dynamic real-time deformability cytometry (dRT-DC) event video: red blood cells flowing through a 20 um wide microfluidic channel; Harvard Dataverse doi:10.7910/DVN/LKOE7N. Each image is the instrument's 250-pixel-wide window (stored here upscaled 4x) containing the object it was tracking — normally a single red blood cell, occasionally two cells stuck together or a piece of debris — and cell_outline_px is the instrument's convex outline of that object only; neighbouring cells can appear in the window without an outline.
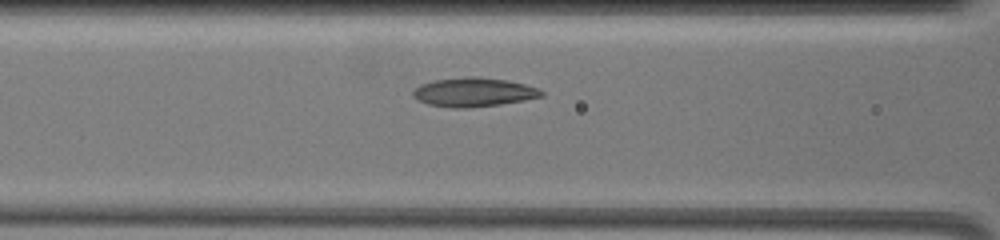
{"species": "common noctule bat (a hibernating species)", "species_latin": "Nyctalus noctula", "temperature_condition": "warm", "stored_images_in_passage": 36, "camera_frame_rate_fps": 3000, "um_per_image_px": 0.085, "animal": {"sex": "female", "body_mass_g": 19.5, "forearm_length_mm": 54.1}, "frame": {"image": 1, "passage_image": 16, "time_ms": 4.667, "image_size_px": [1000, 240], "cell_outline_px": [[544, 96], [524, 100], [500, 104], [468, 108], [452, 108], [428, 104], [416, 100], [412, 96], [412, 92], [420, 84], [432, 80], [468, 76], [480, 76], [508, 80], [524, 84], [536, 88], [544, 92]], "centroid_in_image_um": [40.23, 7.83], "position_along_channel_um": 126.4, "area_um2": 21.91}}
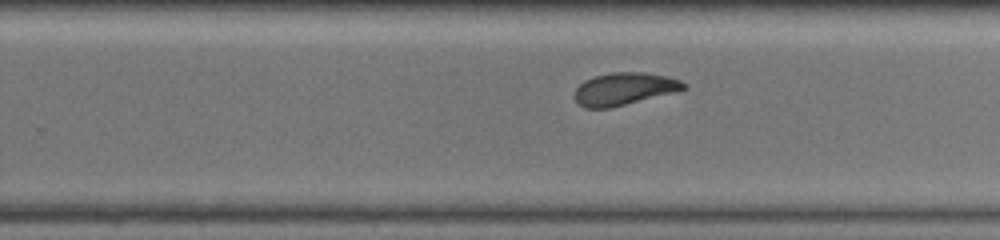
{"frame": {"image": 2, "passage_image": 27, "time_ms": 9.0, "image_size_px": [1000, 240], "cell_outline_px": [[688, 88], [608, 108], [584, 108], [576, 100], [576, 88], [584, 80], [608, 72], [640, 72], [668, 76], [680, 80], [688, 84]], "centroid_in_image_um": [53.06, 7.53], "position_along_channel_um": 276.7, "area_um2": 20.23}}
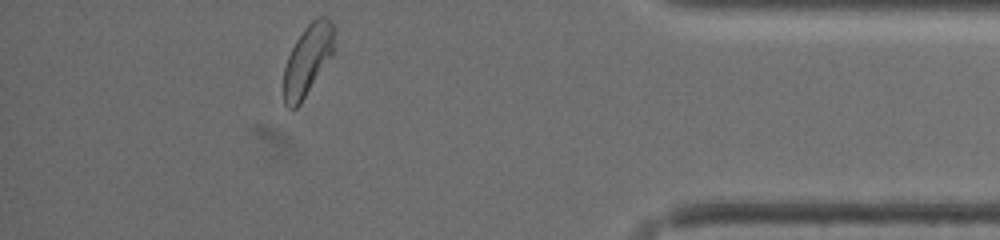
{"frame": {"image": 3, "passage_image": 35, "time_ms": 13.667, "image_size_px": [1000, 240], "cell_outline_px": [[336, 48], [332, 56], [300, 104], [296, 108], [288, 108], [284, 104], [284, 68], [288, 56], [296, 40], [304, 28], [316, 16], [328, 16], [332, 24]], "centroid_in_image_um": [26.17, 5.07], "position_along_channel_um": 409.0, "area_um2": 20.92}, "authors_computed_cell_mechanics": {"area_um2": 21.4149, "velocity_mm_per_s": 3.4777, "shape_relaxation_time_tau1_ms": 3.4261, "shape_relaxation_time_tau2_ms": 1.8215, "deformation_change_tau1": 0.1024, "deformation_change_tau2": 0.0634}}